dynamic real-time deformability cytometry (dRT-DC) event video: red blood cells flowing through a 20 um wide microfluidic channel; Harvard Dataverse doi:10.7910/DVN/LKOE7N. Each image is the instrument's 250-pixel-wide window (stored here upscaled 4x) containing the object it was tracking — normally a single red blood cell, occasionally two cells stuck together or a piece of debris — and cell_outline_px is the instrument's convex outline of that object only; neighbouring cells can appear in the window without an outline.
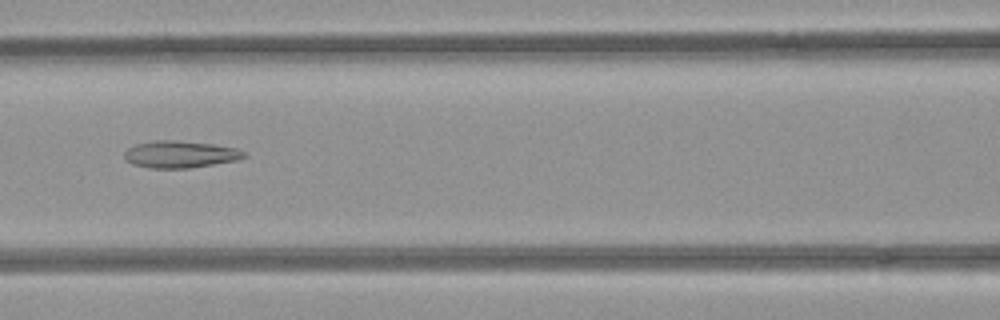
{"species": "common noctule bat (a hibernating species)", "species_latin": "Nyctalus noctula", "temperature_condition": "room temperature", "stored_images_in_passage": 43, "camera_frame_rate_fps": 3000, "um_per_image_px": 0.085, "animal": {"sex": "female", "body_mass_g": 21.9}, "frame": {"image": 1, "passage_image": 13, "time_ms": 4.0, "image_size_px": [1000, 320], "cell_outline_px": [[244, 156], [236, 160], [188, 168], [148, 168], [132, 164], [124, 160], [124, 152], [128, 148], [136, 144], [152, 140], [176, 140], [212, 144], [236, 148], [244, 152]], "centroid_in_image_um": [15.23, 13.11], "position_along_channel_um": 151.4, "area_um2": 18.73}}
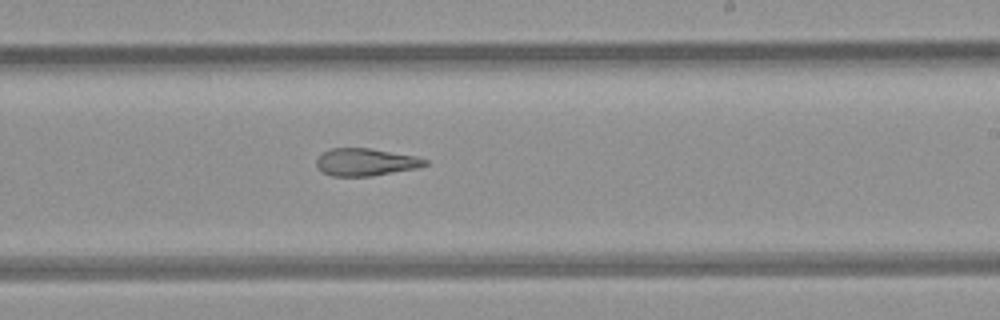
{"frame": {"image": 2, "passage_image": 21, "time_ms": 6.667, "image_size_px": [1000, 320], "cell_outline_px": [[428, 164], [416, 168], [372, 176], [332, 176], [324, 172], [316, 164], [316, 160], [324, 152], [332, 148], [368, 148], [416, 156], [428, 160]], "centroid_in_image_um": [31.1, 13.78], "position_along_channel_um": 257.9, "area_um2": 17.11}}
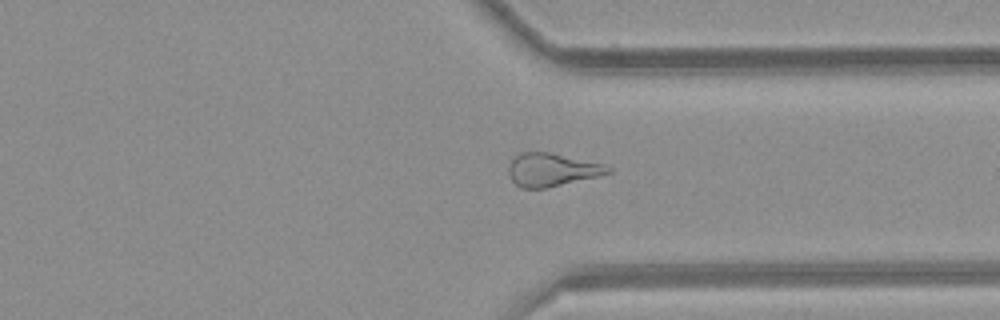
{"frame": {"image": 3, "passage_image": 29, "time_ms": 9.333, "image_size_px": [1000, 320], "cell_outline_px": [[612, 172], [596, 176], [544, 188], [520, 188], [512, 180], [508, 172], [508, 168], [512, 160], [520, 152], [552, 152], [604, 164], [612, 168]], "centroid_in_image_um": [46.9, 14.41], "position_along_channel_um": 364.5, "area_um2": 18.96}}